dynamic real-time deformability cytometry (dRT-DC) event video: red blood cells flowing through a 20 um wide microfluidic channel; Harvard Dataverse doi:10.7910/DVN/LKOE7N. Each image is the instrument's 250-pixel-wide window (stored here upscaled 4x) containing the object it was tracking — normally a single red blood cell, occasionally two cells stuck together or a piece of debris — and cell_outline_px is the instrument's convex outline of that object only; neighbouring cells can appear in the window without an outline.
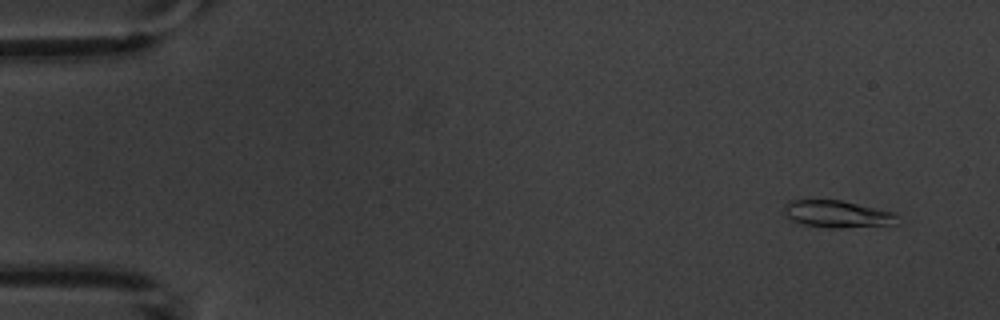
{"species": "common noctule bat (a hibernating species)", "species_latin": "Nyctalus noctula", "temperature_condition": "warm", "stored_images_in_passage": 4, "camera_frame_rate_fps": 3000, "um_per_image_px": 0.085, "animal": {"sex": "male", "body_mass_g": 20.1, "forearm_length_mm": 53.5}, "frame": {"image": 1, "passage_image": 1, "time_ms": 0.0, "image_size_px": [1000, 320], "cell_outline_px": [[900, 224], [840, 228], [828, 228], [804, 224], [788, 220], [784, 212], [784, 204], [788, 200], [840, 200], [896, 212], [900, 216]], "centroid_in_image_um": [71.22, 18.2], "position_along_channel_um": 13.8, "area_um2": 18.32}}